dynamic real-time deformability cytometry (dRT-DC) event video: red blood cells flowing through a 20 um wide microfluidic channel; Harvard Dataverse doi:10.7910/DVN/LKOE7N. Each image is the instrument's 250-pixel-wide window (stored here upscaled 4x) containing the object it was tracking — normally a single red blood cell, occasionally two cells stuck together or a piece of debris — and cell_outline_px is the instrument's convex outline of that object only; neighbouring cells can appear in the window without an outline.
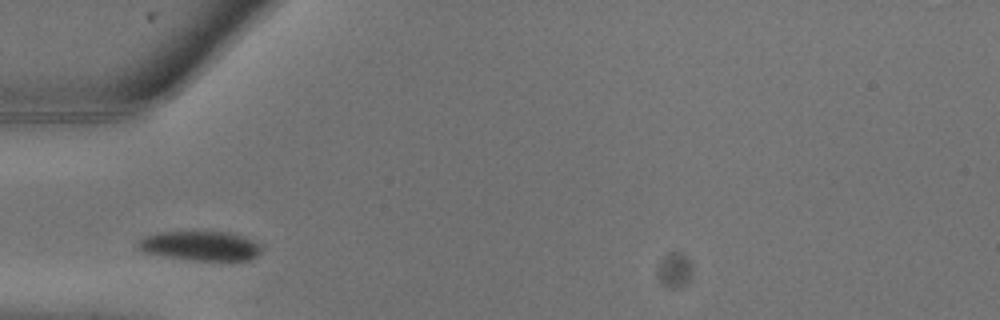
{"species": "common noctule bat (a hibernating species)", "species_latin": "Nyctalus noctula", "temperature_condition": "warm", "stored_images_in_passage": 2, "camera_frame_rate_fps": 3000, "um_per_image_px": 0.085, "animal": {"sex": "male", "body_mass_g": 13.3}, "frame": {"image": 1, "passage_image": 1, "time_ms": 0.0, "image_size_px": [1000, 320], "cell_outline_px": [[260, 252], [256, 256], [248, 260], [196, 260], [168, 256], [144, 252], [136, 248], [136, 244], [144, 236], [156, 232], [228, 232], [244, 236], [260, 244]], "centroid_in_image_um": [17.01, 20.88], "position_along_channel_um": 68.0, "area_um2": 20.98}}